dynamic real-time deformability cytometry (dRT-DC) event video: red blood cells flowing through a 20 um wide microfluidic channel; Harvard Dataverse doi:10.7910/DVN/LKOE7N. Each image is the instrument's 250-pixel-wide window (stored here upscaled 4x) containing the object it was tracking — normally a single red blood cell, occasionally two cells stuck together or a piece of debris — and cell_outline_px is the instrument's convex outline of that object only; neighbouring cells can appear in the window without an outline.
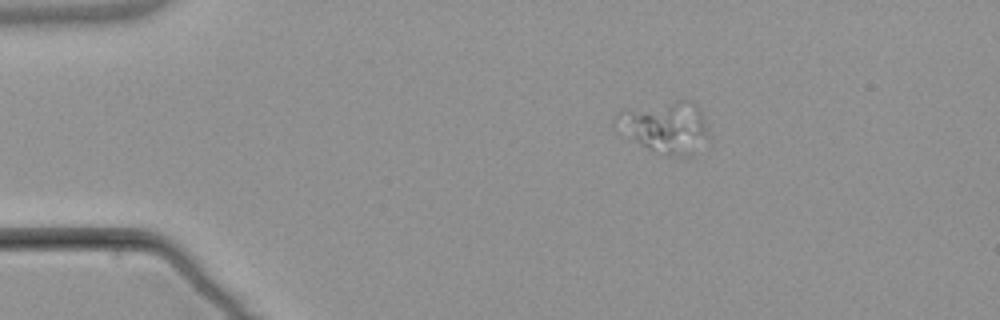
{"species": "common noctule bat (a hibernating species)", "species_latin": "Nyctalus noctula", "temperature_condition": "warm", "stored_images_in_passage": 5, "camera_frame_rate_fps": 3000, "um_per_image_px": 0.085, "animal": {"sex": "male", "body_mass_g": 21.5, "forearm_length_mm": 52.0}, "frame": {"image": 1, "passage_image": 3, "time_ms": 2.333, "image_size_px": [1000, 320], "cell_outline_px": [[712, 136], [688, 156], [668, 156], [640, 144], [628, 136], [612, 124], [612, 120], [616, 112], [624, 108], [676, 100], [692, 100], [700, 108]], "centroid_in_image_um": [56.55, 10.75], "position_along_channel_um": 28.5, "area_um2": 28.44}}